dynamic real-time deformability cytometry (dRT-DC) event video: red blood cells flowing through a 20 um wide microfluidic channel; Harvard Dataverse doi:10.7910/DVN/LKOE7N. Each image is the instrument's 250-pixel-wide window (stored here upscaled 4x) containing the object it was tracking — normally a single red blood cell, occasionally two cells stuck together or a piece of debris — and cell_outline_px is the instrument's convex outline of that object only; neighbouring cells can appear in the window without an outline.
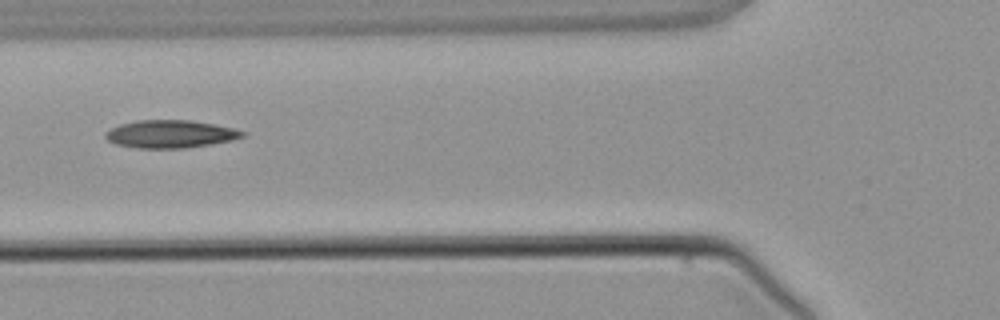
{"species": "common noctule bat (a hibernating species)", "species_latin": "Nyctalus noctula", "temperature_condition": "warm", "stored_images_in_passage": 2, "camera_frame_rate_fps": 3000, "um_per_image_px": 0.085, "animal": {"sex": "male", "body_mass_g": 21.5, "forearm_length_mm": 52.0}, "frame": {"image": 1, "passage_image": 2, "time_ms": 1.333, "image_size_px": [1000, 320], "cell_outline_px": [[248, 132], [244, 136], [232, 140], [212, 144], [184, 148], [140, 148], [116, 144], [108, 140], [104, 136], [104, 132], [120, 124], [136, 120], [188, 120], [212, 124], [232, 128]], "centroid_in_image_um": [14.47, 11.39], "position_along_channel_um": 111.3, "area_um2": 22.08}}